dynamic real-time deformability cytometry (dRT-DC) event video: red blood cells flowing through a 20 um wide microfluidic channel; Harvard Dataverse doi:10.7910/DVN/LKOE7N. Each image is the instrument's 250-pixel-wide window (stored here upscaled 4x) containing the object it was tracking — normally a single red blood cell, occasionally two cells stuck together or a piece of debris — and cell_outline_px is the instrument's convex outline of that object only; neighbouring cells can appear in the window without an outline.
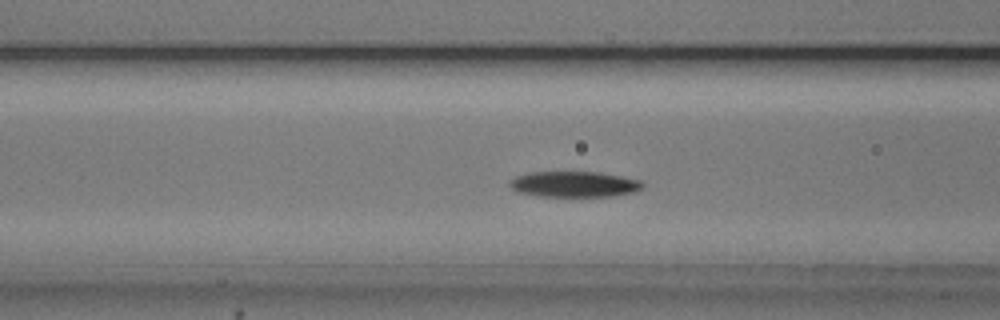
{"species": "common noctule bat (a hibernating species)", "species_latin": "Nyctalus noctula", "temperature_condition": "cold", "stored_images_in_passage": 51, "camera_frame_rate_fps": 3000, "um_per_image_px": 0.085, "animal": {"sex": "male", "body_mass_g": 20.5, "forearm_length_mm": 52.5}, "frame": {"image": 1, "passage_image": 18, "time_ms": 5.667, "image_size_px": [1000, 320], "cell_outline_px": [[644, 184], [636, 192], [612, 196], [540, 196], [516, 192], [508, 184], [508, 180], [516, 176], [532, 172], [600, 172], [640, 180]], "centroid_in_image_um": [48.78, 15.66], "position_along_channel_um": 117.8, "area_um2": 19.94}}
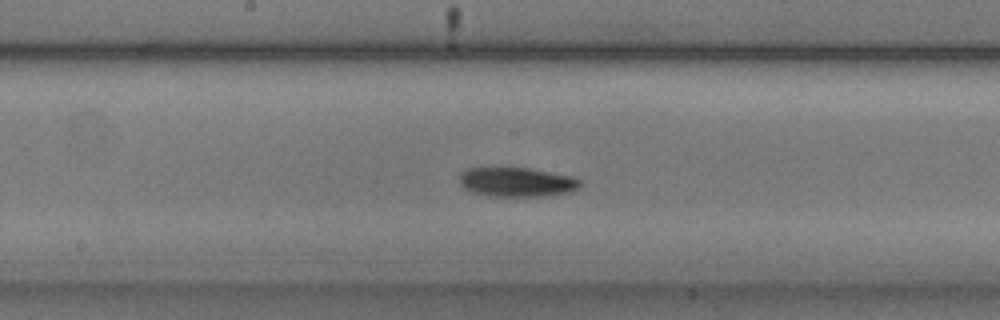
{"frame": {"image": 2, "passage_image": 25, "time_ms": 8.0, "image_size_px": [1000, 320], "cell_outline_px": [[580, 188], [568, 192], [544, 196], [492, 196], [472, 192], [464, 188], [460, 184], [460, 176], [468, 168], [528, 168], [572, 176], [580, 180]], "centroid_in_image_um": [43.94, 15.48], "position_along_channel_um": 204.3, "area_um2": 20.4}}
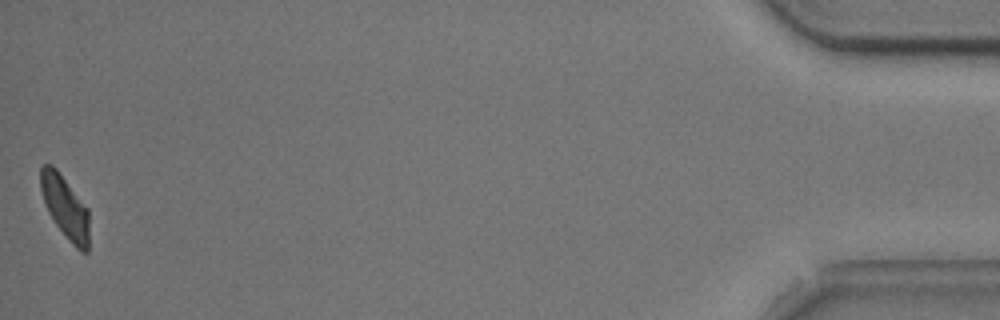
{"frame": {"image": 3, "passage_image": 51, "time_ms": 16.667, "image_size_px": [1000, 320], "cell_outline_px": [[88, 252], [80, 252], [72, 244], [56, 224], [48, 212], [40, 188], [40, 168], [44, 164], [52, 164], [56, 168], [88, 208]], "centroid_in_image_um": [5.53, 17.59], "position_along_channel_um": 429.7, "area_um2": 17.57}, "authors_computed_cell_mechanics": {"area_um2": 19.5942, "velocity_mm_per_s": 3.7047, "shape_relaxation_time_tau1_ms": 2.3062, "shape_relaxation_time_tau2_ms": null, "deformation_change_tau1": 0.1172, "deformation_change_tau2": null}}